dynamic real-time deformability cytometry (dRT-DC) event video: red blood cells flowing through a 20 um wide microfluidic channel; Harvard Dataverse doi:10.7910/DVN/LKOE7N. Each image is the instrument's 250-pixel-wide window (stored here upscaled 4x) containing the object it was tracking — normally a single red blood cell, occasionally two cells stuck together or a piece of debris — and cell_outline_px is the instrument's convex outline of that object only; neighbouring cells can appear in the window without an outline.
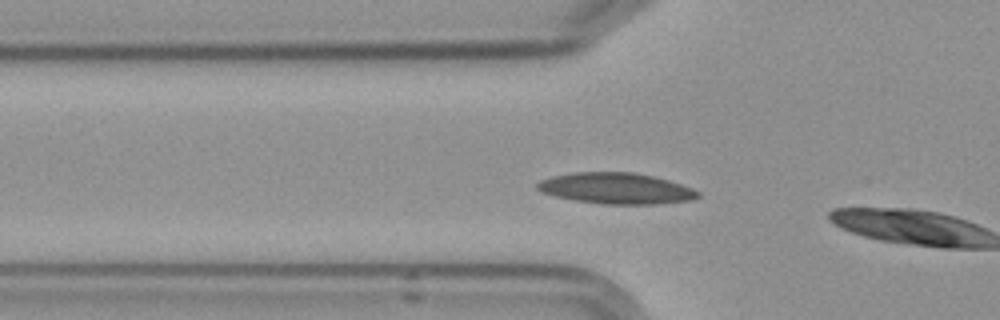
{"species": "Egyptian fruit bat (a non-hibernating species)", "species_latin": "Rousettus aegyptiacus", "temperature_condition": "cold", "stored_images_in_passage": 6, "segment_of_instrument_passage": [2, 2], "camera_frame_rate_fps": 3000, "um_per_image_px": 0.085, "frame": {"image": 1, "passage_image": 6, "time_ms": 6.333, "image_size_px": [1000, 320], "cell_outline_px": [[700, 196], [692, 200], [656, 204], [600, 204], [576, 200], [556, 196], [540, 192], [536, 188], [536, 184], [540, 180], [552, 176], [572, 172], [632, 172], [652, 176], [668, 180], [692, 188], [700, 192]], "centroid_in_image_um": [52.35, 16.01], "position_along_channel_um": 73.4, "area_um2": 29.07}}